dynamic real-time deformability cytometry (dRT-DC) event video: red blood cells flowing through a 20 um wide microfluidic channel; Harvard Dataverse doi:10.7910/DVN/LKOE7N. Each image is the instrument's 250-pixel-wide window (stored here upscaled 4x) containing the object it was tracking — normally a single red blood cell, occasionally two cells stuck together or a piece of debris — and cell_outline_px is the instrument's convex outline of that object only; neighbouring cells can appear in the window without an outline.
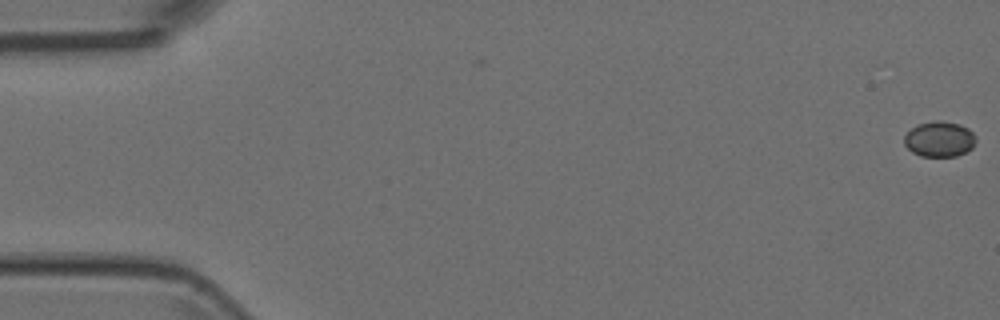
{"species": "Egyptian fruit bat (a non-hibernating species)", "species_latin": "Rousettus aegyptiacus", "temperature_condition": "room temperature", "stored_images_in_passage": 2, "camera_frame_rate_fps": 3000, "um_per_image_px": 0.085, "animal": {"sex": "female"}, "frame": {"image": 1, "passage_image": 2, "time_ms": 0.333, "image_size_px": [1000, 320], "cell_outline_px": [[976, 140], [972, 148], [956, 156], [920, 156], [912, 152], [904, 144], [904, 136], [916, 124], [936, 120], [940, 120], [960, 124], [968, 128], [976, 136]], "centroid_in_image_um": [79.85, 11.81], "position_along_channel_um": 5.2, "area_um2": 14.85}}